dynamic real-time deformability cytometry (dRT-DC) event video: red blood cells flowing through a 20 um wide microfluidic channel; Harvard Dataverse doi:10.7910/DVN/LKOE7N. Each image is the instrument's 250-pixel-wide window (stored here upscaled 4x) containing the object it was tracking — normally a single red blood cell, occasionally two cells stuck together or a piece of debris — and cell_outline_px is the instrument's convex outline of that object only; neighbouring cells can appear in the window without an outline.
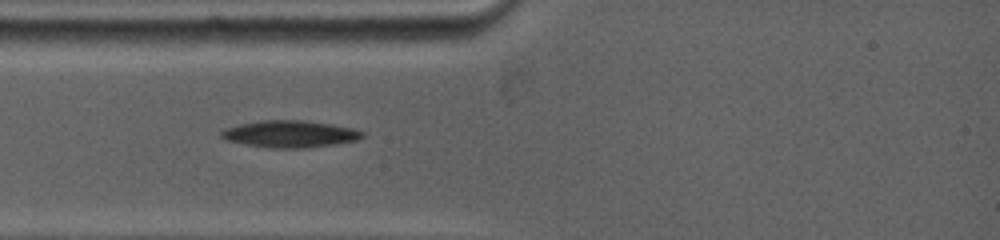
{"species": "common noctule bat (a hibernating species)", "species_latin": "Nyctalus noctula", "temperature_condition": "warm", "stored_images_in_passage": 19, "camera_frame_rate_fps": 5000, "um_per_image_px": 0.085, "animal": {"sex": "female", "body_mass_g": 19.0, "forearm_length_mm": 53.3}, "frame": {"image": 1, "passage_image": 1, "time_ms": 0.0, "image_size_px": [1000, 240], "cell_outline_px": [[364, 136], [352, 140], [324, 144], [256, 144], [232, 140], [220, 136], [220, 132], [236, 124], [260, 120], [304, 120], [332, 124], [352, 128], [364, 132]], "centroid_in_image_um": [24.65, 11.27], "position_along_channel_um": 60.4, "area_um2": 19.77}}
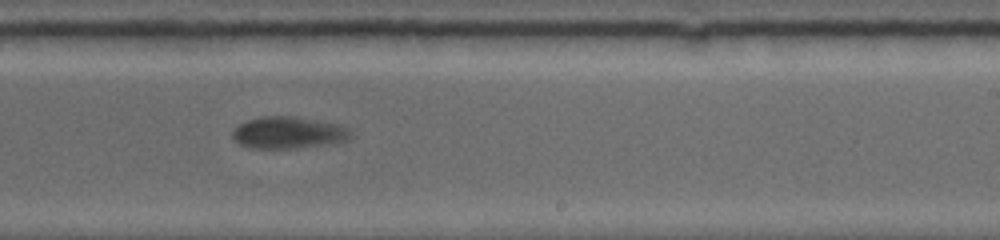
{"frame": {"image": 2, "passage_image": 6, "time_ms": 5.4, "image_size_px": [1000, 240], "cell_outline_px": [[352, 132], [344, 140], [284, 148], [264, 148], [244, 144], [236, 140], [232, 136], [232, 132], [236, 124], [244, 120], [260, 116], [292, 116], [340, 124], [348, 128]], "centroid_in_image_um": [24.43, 11.21], "position_along_channel_um": 264.6, "area_um2": 21.1}}
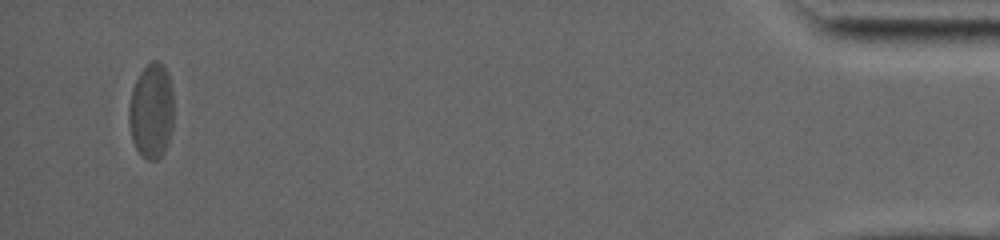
{"frame": {"image": 3, "passage_image": 16, "time_ms": 12.8, "image_size_px": [1000, 240], "cell_outline_px": [[172, 128], [168, 144], [164, 152], [156, 160], [148, 160], [136, 148], [132, 140], [128, 120], [128, 108], [132, 88], [140, 72], [152, 60], [160, 60], [164, 64], [168, 72], [172, 92]], "centroid_in_image_um": [12.86, 9.4], "position_along_channel_um": 422.3, "area_um2": 24.97}}